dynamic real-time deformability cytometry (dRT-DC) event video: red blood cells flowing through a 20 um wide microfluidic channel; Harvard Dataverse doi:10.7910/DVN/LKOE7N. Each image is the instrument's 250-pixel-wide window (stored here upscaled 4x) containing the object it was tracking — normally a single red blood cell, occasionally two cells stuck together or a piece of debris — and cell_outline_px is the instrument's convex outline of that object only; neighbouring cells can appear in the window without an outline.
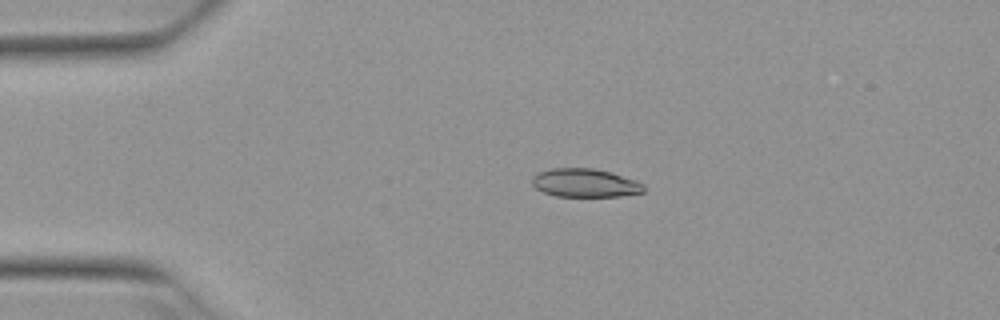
{"species": "Egyptian fruit bat (a non-hibernating species)", "species_latin": "Rousettus aegyptiacus", "temperature_condition": "warm", "stored_images_in_passage": 3, "camera_frame_rate_fps": 3000, "um_per_image_px": 0.085, "animal": {"sex": "female"}, "frame": {"image": 1, "passage_image": 2, "time_ms": 0.333, "image_size_px": [1000, 320], "cell_outline_px": [[644, 192], [620, 196], [556, 196], [544, 192], [536, 188], [532, 184], [532, 176], [540, 172], [552, 168], [592, 168], [608, 172], [636, 180], [644, 184]], "centroid_in_image_um": [49.72, 15.55], "position_along_channel_um": 35.3, "area_um2": 18.32}}